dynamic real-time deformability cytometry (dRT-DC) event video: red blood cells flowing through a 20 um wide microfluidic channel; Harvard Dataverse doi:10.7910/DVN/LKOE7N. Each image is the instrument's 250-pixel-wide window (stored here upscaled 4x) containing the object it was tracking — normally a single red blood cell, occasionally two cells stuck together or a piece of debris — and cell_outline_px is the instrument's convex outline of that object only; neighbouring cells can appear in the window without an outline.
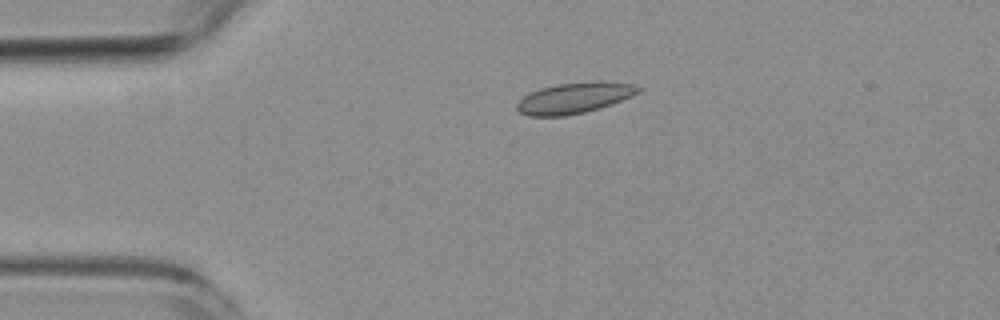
{"species": "common noctule bat (a hibernating species)", "species_latin": "Nyctalus noctula", "temperature_condition": "room temperature", "stored_images_in_passage": 5, "camera_frame_rate_fps": 3000, "um_per_image_px": 0.085, "animal": {"sex": "female", "body_mass_g": 19.3, "forearm_length_mm": 54.1}, "frame": {"image": 1, "passage_image": 3, "time_ms": 3.0, "image_size_px": [1000, 320], "cell_outline_px": [[640, 92], [632, 96], [612, 104], [600, 108], [584, 112], [564, 116], [528, 116], [520, 112], [516, 108], [516, 104], [524, 96], [540, 88], [556, 84], [592, 80], [600, 80], [632, 84], [640, 88]], "centroid_in_image_um": [48.83, 8.31], "position_along_channel_um": 36.2, "area_um2": 21.96}}
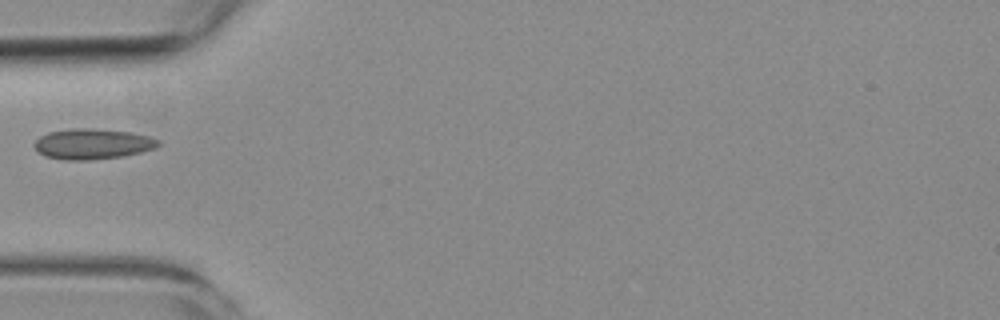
{"frame": {"image": 2, "passage_image": 4, "time_ms": 5.0, "image_size_px": [1000, 320], "cell_outline_px": [[160, 144], [156, 148], [124, 156], [88, 160], [64, 160], [44, 156], [32, 144], [40, 136], [48, 132], [72, 128], [88, 128], [132, 132], [148, 136], [160, 140]], "centroid_in_image_um": [7.86, 12.23], "position_along_channel_um": 77.1, "area_um2": 22.08}}
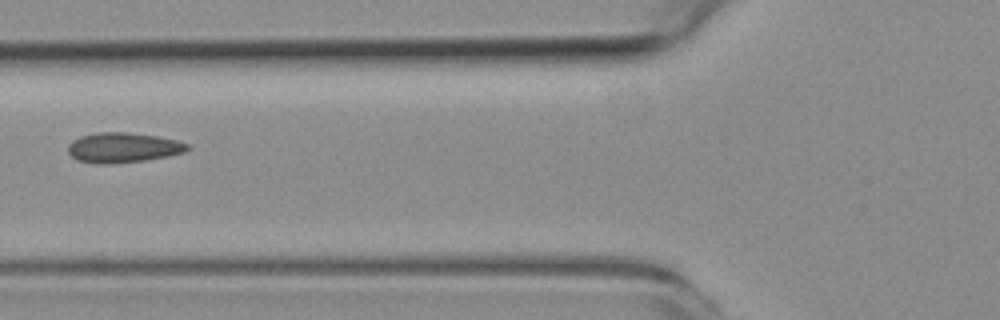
{"frame": {"image": 3, "passage_image": 5, "time_ms": 6.0, "image_size_px": [1000, 320], "cell_outline_px": [[192, 148], [184, 152], [168, 156], [144, 160], [108, 164], [96, 164], [76, 160], [68, 152], [68, 144], [72, 140], [80, 136], [96, 132], [124, 132], [156, 136], [176, 140], [188, 144]], "centroid_in_image_um": [10.43, 12.55], "position_along_channel_um": 115.4, "area_um2": 20.92}}